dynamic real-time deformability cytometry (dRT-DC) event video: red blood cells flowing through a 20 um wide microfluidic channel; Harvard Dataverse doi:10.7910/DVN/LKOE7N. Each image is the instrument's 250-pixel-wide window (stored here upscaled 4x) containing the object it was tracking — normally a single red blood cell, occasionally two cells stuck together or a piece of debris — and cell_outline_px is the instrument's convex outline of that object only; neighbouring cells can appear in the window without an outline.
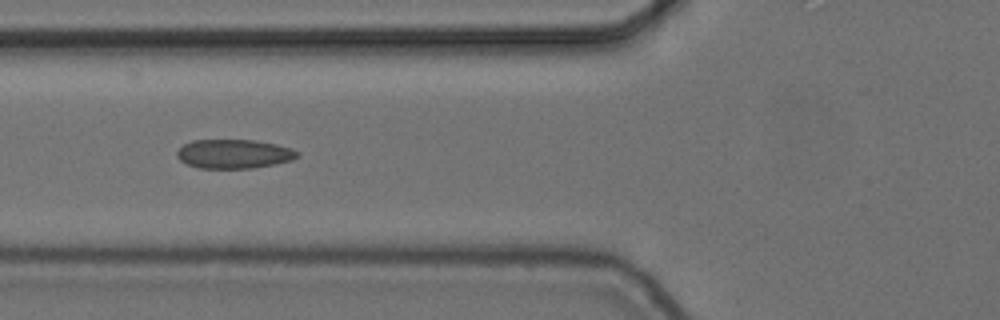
{"species": "common noctule bat (a hibernating species)", "species_latin": "Nyctalus noctula", "temperature_condition": "cold", "stored_images_in_passage": 6, "camera_frame_rate_fps": 3000, "um_per_image_px": 0.085, "animal": {"sex": "female", "body_mass_g": 24.6, "forearm_length_mm": 56.2}, "frame": {"image": 1, "passage_image": 2, "time_ms": 0.333, "image_size_px": [1000, 320], "cell_outline_px": [[300, 156], [292, 160], [276, 164], [252, 168], [196, 168], [180, 160], [176, 156], [176, 152], [184, 144], [192, 140], [252, 140], [276, 144], [292, 148], [300, 152]], "centroid_in_image_um": [19.91, 13.08], "position_along_channel_um": 105.9, "area_um2": 20.52}}
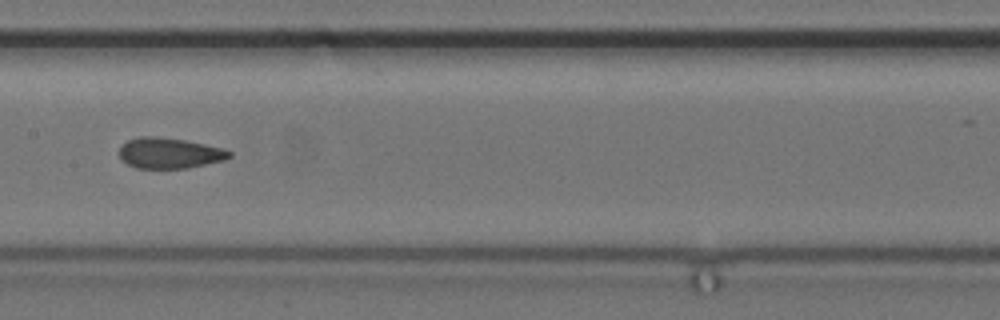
{"frame": {"image": 2, "passage_image": 4, "time_ms": 1.0, "image_size_px": [1000, 320], "cell_outline_px": [[232, 156], [224, 160], [188, 168], [136, 168], [120, 160], [120, 148], [128, 140], [140, 136], [156, 136], [184, 140], [224, 148], [232, 152]], "centroid_in_image_um": [14.41, 13.01], "position_along_channel_um": 193.0, "area_um2": 19.65}}
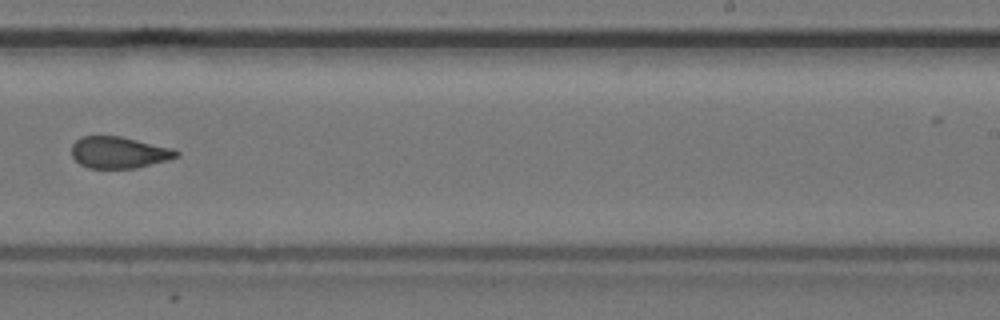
{"frame": {"image": 3, "passage_image": 6, "time_ms": 1.667, "image_size_px": [1000, 320], "cell_outline_px": [[180, 156], [168, 160], [136, 168], [88, 168], [80, 164], [72, 156], [72, 144], [80, 136], [120, 136], [172, 148], [180, 152]], "centroid_in_image_um": [10.11, 12.96], "position_along_channel_um": 278.9, "area_um2": 19.31}}